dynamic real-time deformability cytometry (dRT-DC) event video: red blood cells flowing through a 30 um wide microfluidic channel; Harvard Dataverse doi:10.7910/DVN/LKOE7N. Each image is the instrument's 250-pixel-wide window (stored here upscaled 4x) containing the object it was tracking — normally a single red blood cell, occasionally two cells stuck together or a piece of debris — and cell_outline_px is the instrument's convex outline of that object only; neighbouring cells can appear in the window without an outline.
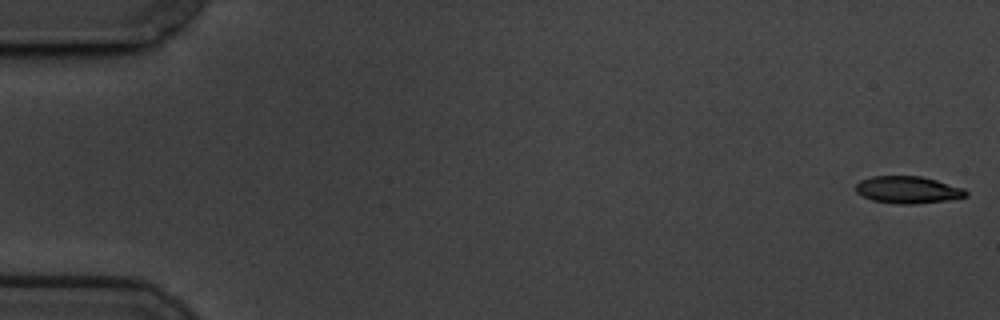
{"species": "common noctule bat (a hibernating species)", "species_latin": "Nyctalus noctula", "temperature_condition": "cold", "stored_images_in_passage": 59, "camera_frame_rate_fps": 3000, "um_per_image_px": 0.085, "animal": {"sex": "male", "body_mass_g": 19.5, "forearm_length_mm": 54.6}, "frame": {"image": 1, "passage_image": 1, "time_ms": 0.0, "image_size_px": [1000, 320], "cell_outline_px": [[968, 196], [944, 200], [912, 204], [896, 204], [872, 200], [856, 192], [856, 184], [860, 180], [872, 176], [920, 176], [936, 180], [964, 188], [968, 192]], "centroid_in_image_um": [77.16, 16.13], "position_along_channel_um": 7.8, "area_um2": 17.28}}
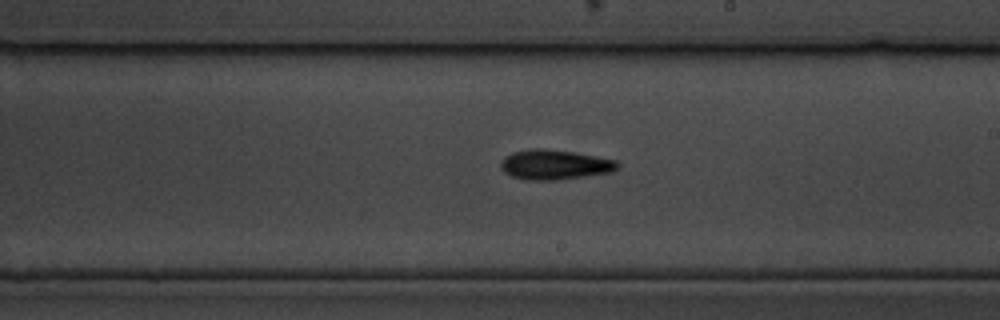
{"frame": {"image": 2, "passage_image": 34, "time_ms": 11.0, "image_size_px": [1000, 320], "cell_outline_px": [[620, 164], [612, 172], [588, 176], [560, 180], [524, 180], [512, 176], [504, 172], [500, 168], [500, 160], [504, 156], [512, 152], [532, 148], [540, 148], [572, 152], [596, 156], [616, 160]], "centroid_in_image_um": [47.11, 14.0], "position_along_channel_um": 241.9, "area_um2": 20.52}}
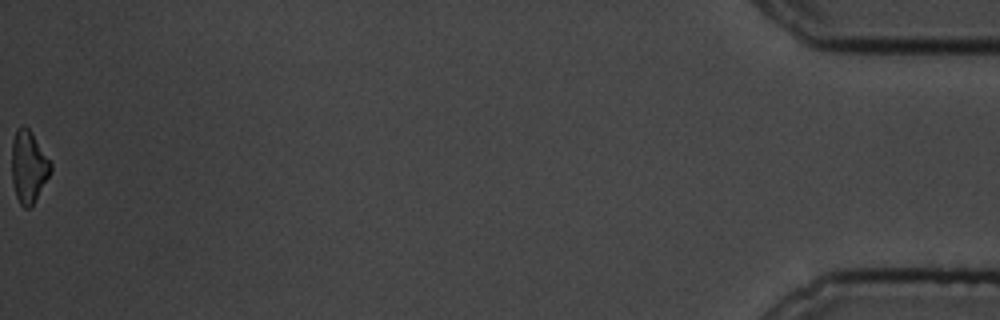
{"frame": {"image": 3, "passage_image": 59, "time_ms": 19.333, "image_size_px": [1000, 320], "cell_outline_px": [[52, 172], [36, 200], [28, 208], [24, 208], [20, 204], [16, 196], [12, 180], [12, 140], [16, 128], [20, 124], [24, 124], [32, 132], [52, 164]], "centroid_in_image_um": [2.43, 14.14], "position_along_channel_um": 432.8, "area_um2": 16.59}, "authors_computed_cell_mechanics": {"area_um2": 18.3804, "velocity_mm_per_s": 3.4465, "shape_relaxation_time_tau1_ms": 2.9441, "shape_relaxation_time_tau2_ms": null, "deformation_change_tau1": 0.1103, "deformation_change_tau2": null}}